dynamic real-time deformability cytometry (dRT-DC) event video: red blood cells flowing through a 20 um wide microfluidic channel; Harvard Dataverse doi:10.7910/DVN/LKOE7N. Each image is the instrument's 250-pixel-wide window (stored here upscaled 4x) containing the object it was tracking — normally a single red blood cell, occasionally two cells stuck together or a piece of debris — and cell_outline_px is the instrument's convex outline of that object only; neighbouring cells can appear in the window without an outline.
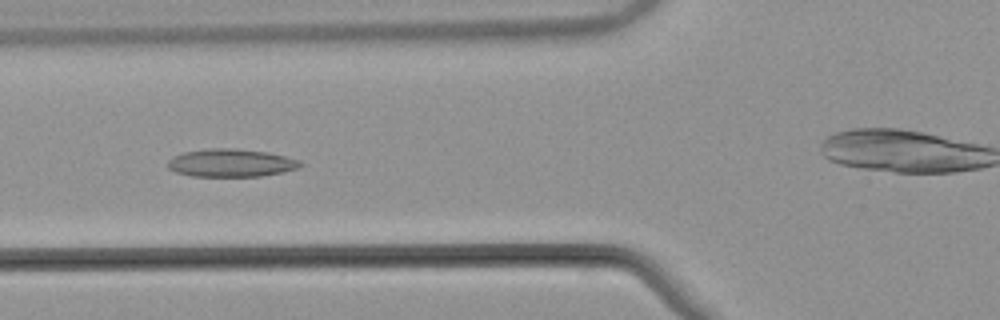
{"species": "common noctule bat (a hibernating species)", "species_latin": "Nyctalus noctula", "temperature_condition": "warm", "stored_images_in_passage": 55, "camera_frame_rate_fps": 3000, "um_per_image_px": 0.085, "animal": {"sex": "male", "body_mass_g": 21.5, "forearm_length_mm": 52.0}, "frame": {"image": 1, "passage_image": 21, "time_ms": 6.667, "image_size_px": [1000, 320], "cell_outline_px": [[304, 164], [300, 168], [284, 172], [260, 176], [192, 176], [176, 172], [168, 168], [168, 160], [172, 156], [184, 152], [208, 148], [236, 148], [268, 152], [300, 160]], "centroid_in_image_um": [19.66, 13.84], "position_along_channel_um": 106.1, "area_um2": 21.73}}
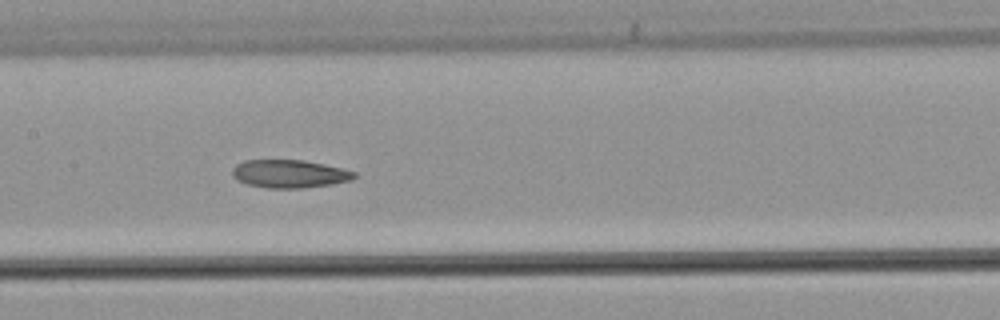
{"frame": {"image": 2, "passage_image": 27, "time_ms": 8.667, "image_size_px": [1000, 320], "cell_outline_px": [[356, 176], [352, 180], [332, 184], [300, 188], [268, 188], [248, 184], [236, 180], [232, 176], [232, 168], [236, 164], [244, 160], [304, 160], [324, 164], [356, 172]], "centroid_in_image_um": [24.58, 14.77], "position_along_channel_um": 182.8, "area_um2": 19.94}}
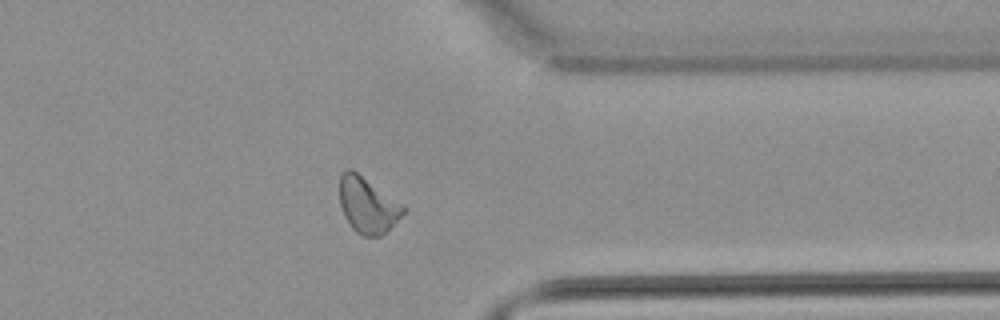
{"frame": {"image": 3, "passage_image": 43, "time_ms": 14.0, "image_size_px": [1000, 320], "cell_outline_px": [[408, 208], [380, 236], [360, 236], [352, 228], [344, 216], [340, 204], [340, 172], [348, 168], [352, 168], [404, 204]], "centroid_in_image_um": [31.23, 17.39], "position_along_channel_um": 380.2, "area_um2": 20.81}, "authors_computed_cell_mechanics": {"area_um2": 20.9814, "velocity_mm_per_s": 3.8327, "shape_relaxation_time_tau1_ms": null, "shape_relaxation_time_tau2_ms": 8.2066, "deformation_change_tau1": null, "deformation_change_tau2": 0.1375}}